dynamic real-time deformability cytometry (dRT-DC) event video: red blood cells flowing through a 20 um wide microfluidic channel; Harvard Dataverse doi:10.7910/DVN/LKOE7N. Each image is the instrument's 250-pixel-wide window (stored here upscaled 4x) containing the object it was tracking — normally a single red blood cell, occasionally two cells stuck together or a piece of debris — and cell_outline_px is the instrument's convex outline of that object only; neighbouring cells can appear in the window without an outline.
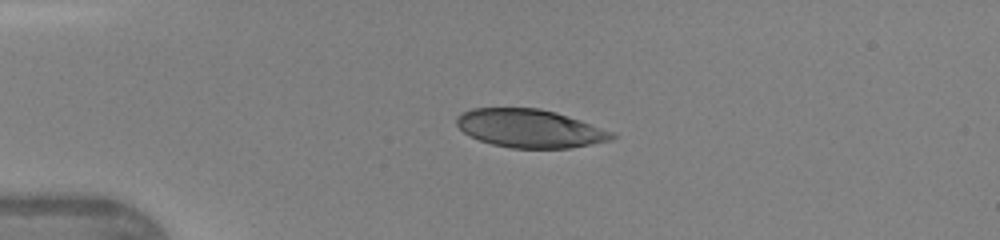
{"species": "human", "species_latin": "Homo sapiens", "temperature_condition": "warm", "stored_images_in_passage": 10, "camera_frame_rate_fps": 3000, "um_per_image_px": 0.085, "donor": {"sex": "female"}, "frame": {"image": 1, "passage_image": 7, "time_ms": 2.0, "image_size_px": [1000, 240], "cell_outline_px": [[616, 136], [612, 140], [572, 148], [512, 148], [492, 144], [480, 140], [464, 132], [456, 124], [456, 116], [472, 108], [540, 108], [556, 112], [580, 120], [612, 132]], "centroid_in_image_um": [45.04, 10.92], "position_along_channel_um": 40.0, "area_um2": 34.45}}
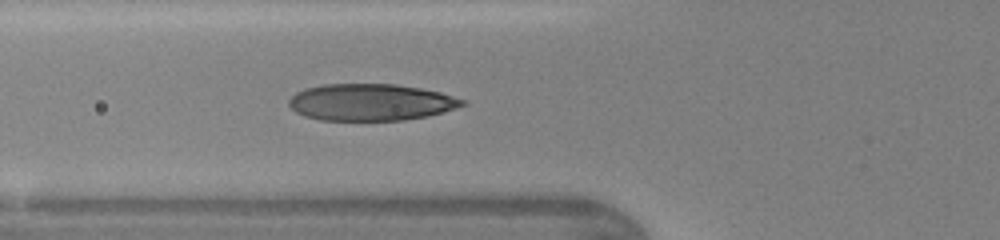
{"frame": {"image": 2, "passage_image": 10, "time_ms": 3.0, "image_size_px": [1000, 240], "cell_outline_px": [[468, 104], [456, 108], [428, 116], [404, 120], [320, 120], [304, 116], [296, 112], [288, 104], [288, 100], [296, 92], [304, 88], [324, 84], [396, 84], [420, 88], [440, 92], [468, 100]], "centroid_in_image_um": [31.54, 8.69], "position_along_channel_um": 94.3, "area_um2": 37.4}}